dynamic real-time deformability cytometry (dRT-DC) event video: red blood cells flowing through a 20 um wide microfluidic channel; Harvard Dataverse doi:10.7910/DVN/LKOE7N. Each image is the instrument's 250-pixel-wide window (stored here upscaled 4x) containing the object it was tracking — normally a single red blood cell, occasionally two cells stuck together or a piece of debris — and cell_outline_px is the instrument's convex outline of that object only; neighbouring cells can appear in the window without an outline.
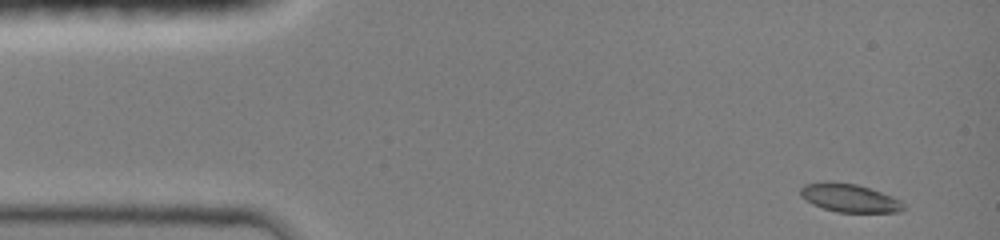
{"species": "common noctule bat (a hibernating species)", "species_latin": "Nyctalus noctula", "temperature_condition": "room temperature", "stored_images_in_passage": 49, "camera_frame_rate_fps": 3000, "um_per_image_px": 0.085, "animal": {"sex": "female", "body_mass_g": 19.0, "forearm_length_mm": 51.5}, "frame": {"image": 1, "passage_image": 1, "time_ms": 0.0, "image_size_px": [1000, 240], "cell_outline_px": [[904, 208], [900, 212], [836, 212], [812, 204], [804, 200], [800, 196], [800, 188], [804, 184], [856, 184], [880, 192], [900, 200], [904, 204]], "centroid_in_image_um": [72.21, 16.87], "position_along_channel_um": 12.8, "area_um2": 16.3}}
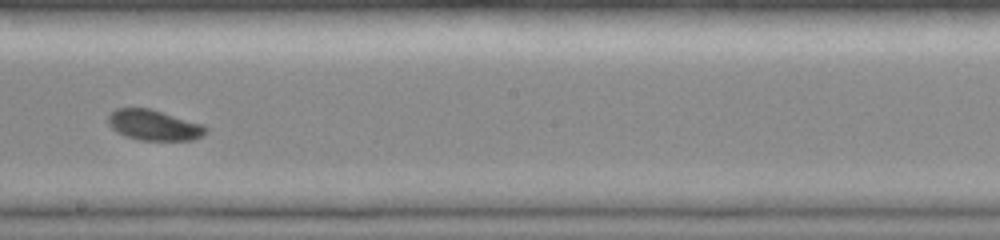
{"frame": {"image": 2, "passage_image": 24, "time_ms": 7.667, "image_size_px": [1000, 240], "cell_outline_px": [[208, 132], [192, 140], [140, 140], [124, 136], [116, 132], [108, 124], [108, 116], [116, 108], [148, 108], [204, 124], [208, 128]], "centroid_in_image_um": [13.08, 10.64], "position_along_channel_um": 235.1, "area_um2": 17.4}}
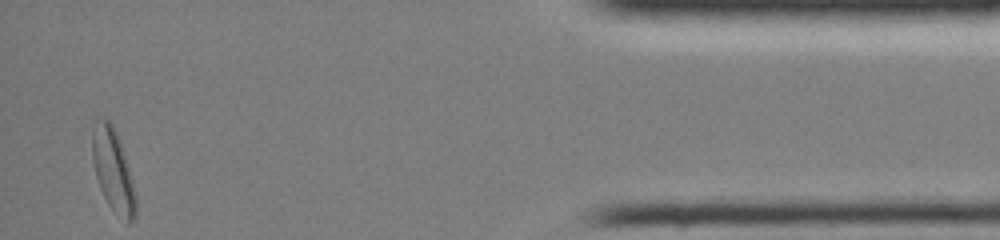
{"frame": {"image": 3, "passage_image": 48, "time_ms": 13.667, "image_size_px": [1000, 240], "cell_outline_px": [[136, 216], [128, 224], [108, 204], [100, 188], [96, 176], [92, 160], [92, 120], [96, 116], [108, 120], [112, 124], [120, 140], [132, 180], [136, 196]], "centroid_in_image_um": [9.58, 14.41], "position_along_channel_um": 425.6, "area_um2": 20.98}, "authors_computed_cell_mechanics": {"area_um2": 17.6868, "velocity_mm_per_s": 4.1913, "shape_relaxation_time_tau1_ms": 2.2702, "shape_relaxation_time_tau2_ms": null, "deformation_change_tau1": 0.0923, "deformation_change_tau2": null}}